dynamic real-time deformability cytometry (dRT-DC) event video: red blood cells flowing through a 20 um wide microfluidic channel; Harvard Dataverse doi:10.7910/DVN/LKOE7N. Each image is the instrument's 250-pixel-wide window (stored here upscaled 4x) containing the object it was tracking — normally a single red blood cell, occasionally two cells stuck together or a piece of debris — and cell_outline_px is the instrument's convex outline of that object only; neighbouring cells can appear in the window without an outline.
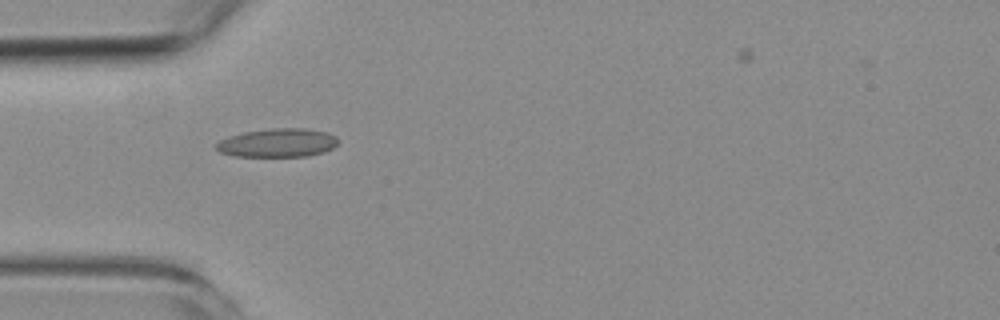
{"species": "common noctule bat (a hibernating species)", "species_latin": "Nyctalus noctula", "temperature_condition": "room temperature", "stored_images_in_passage": 5, "camera_frame_rate_fps": 3000, "um_per_image_px": 0.085, "animal": {"sex": "female", "body_mass_g": 19.3, "forearm_length_mm": 54.1}, "frame": {"image": 1, "passage_image": 4, "time_ms": 5.0, "image_size_px": [1000, 320], "cell_outline_px": [[336, 144], [332, 148], [324, 152], [304, 156], [236, 156], [220, 152], [216, 148], [216, 144], [220, 140], [228, 136], [244, 132], [272, 128], [304, 128], [328, 132], [336, 136]], "centroid_in_image_um": [23.59, 12.13], "position_along_channel_um": 61.4, "area_um2": 20.17}}
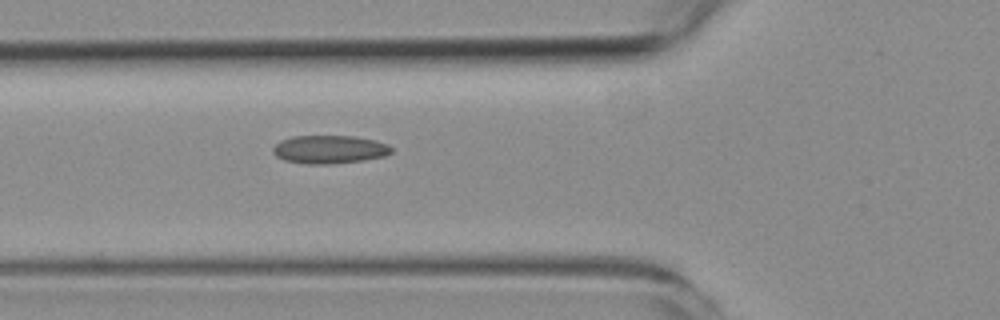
{"frame": {"image": 2, "passage_image": 5, "time_ms": 6.0, "image_size_px": [1000, 320], "cell_outline_px": [[392, 152], [384, 156], [360, 160], [332, 164], [308, 164], [284, 160], [276, 156], [272, 152], [272, 148], [280, 140], [292, 136], [356, 136], [388, 144], [392, 148]], "centroid_in_image_um": [27.96, 12.69], "position_along_channel_um": 97.8, "area_um2": 19.42}}